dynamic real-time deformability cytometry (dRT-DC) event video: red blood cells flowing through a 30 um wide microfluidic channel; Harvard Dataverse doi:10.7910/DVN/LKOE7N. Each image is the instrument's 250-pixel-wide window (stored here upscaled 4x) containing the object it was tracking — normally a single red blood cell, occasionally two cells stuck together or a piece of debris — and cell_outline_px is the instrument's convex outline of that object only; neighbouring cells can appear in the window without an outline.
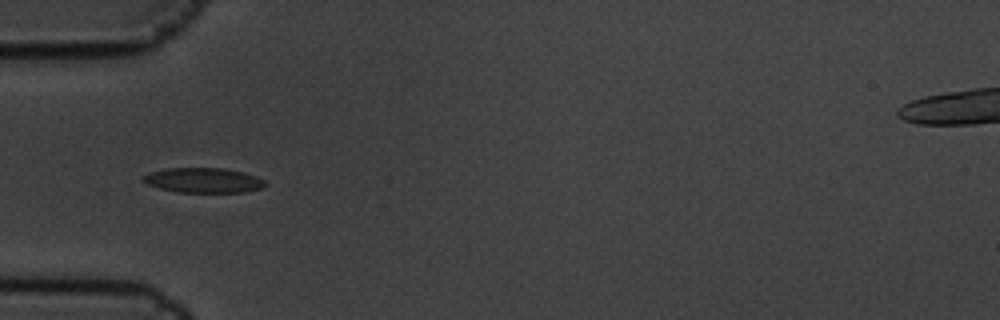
{"species": "common noctule bat (a hibernating species)", "species_latin": "Nyctalus noctula", "temperature_condition": "cold", "stored_images_in_passage": 7, "camera_frame_rate_fps": 3000, "um_per_image_px": 0.085, "animal": {"sex": "male", "body_mass_g": 19.5, "forearm_length_mm": 54.6}, "frame": {"image": 1, "passage_image": 6, "time_ms": 1.667, "image_size_px": [1000, 320], "cell_outline_px": [[268, 184], [264, 188], [244, 192], [176, 192], [160, 188], [148, 184], [140, 180], [144, 176], [152, 172], [164, 168], [224, 168], [244, 172], [256, 176], [264, 180]], "centroid_in_image_um": [17.33, 15.32], "position_along_channel_um": 67.7, "area_um2": 17.8}}
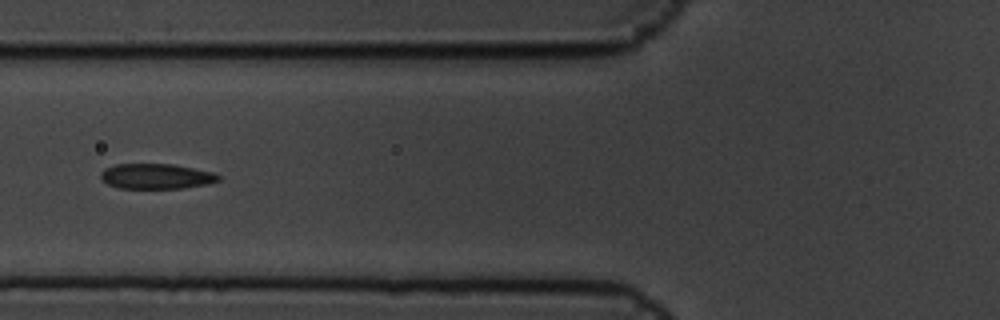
{"frame": {"image": 2, "passage_image": 7, "time_ms": 2.0, "image_size_px": [1000, 320], "cell_outline_px": [[220, 180], [208, 184], [184, 188], [120, 188], [108, 184], [100, 180], [100, 172], [104, 168], [116, 164], [172, 164], [212, 172], [220, 176]], "centroid_in_image_um": [13.24, 14.98], "position_along_channel_um": 112.6, "area_um2": 17.34}}